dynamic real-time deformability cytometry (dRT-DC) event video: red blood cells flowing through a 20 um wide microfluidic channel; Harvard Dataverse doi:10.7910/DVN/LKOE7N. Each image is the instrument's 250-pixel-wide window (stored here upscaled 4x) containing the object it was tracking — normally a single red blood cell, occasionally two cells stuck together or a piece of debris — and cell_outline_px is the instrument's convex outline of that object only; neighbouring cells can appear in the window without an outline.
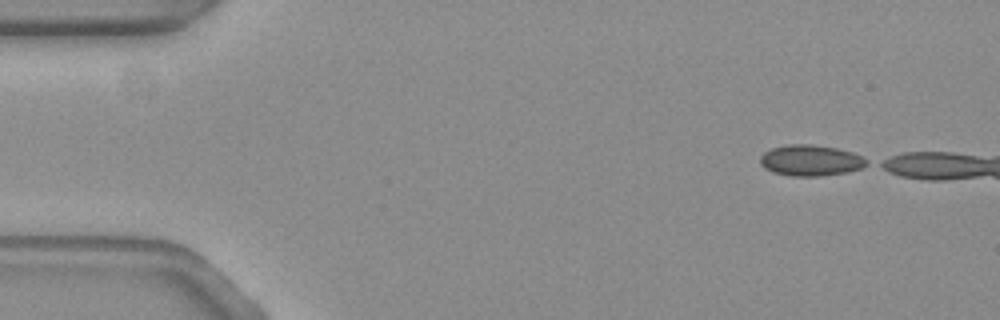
{"species": "common noctule bat (a hibernating species)", "species_latin": "Nyctalus noctula", "temperature_condition": "warm", "stored_images_in_passage": 9, "camera_frame_rate_fps": 3000, "um_per_image_px": 0.085, "animal": {"sex": "female", "body_mass_g": 19.3, "forearm_length_mm": 54.1}, "frame": {"image": 1, "passage_image": 1, "time_ms": 0.0, "image_size_px": [1000, 320], "cell_outline_px": [[868, 164], [860, 168], [844, 172], [820, 176], [792, 176], [772, 172], [764, 168], [760, 164], [760, 156], [764, 152], [772, 148], [788, 144], [812, 144], [836, 148], [852, 152], [868, 160]], "centroid_in_image_um": [68.86, 13.63], "position_along_channel_um": 16.1, "area_um2": 19.13}}